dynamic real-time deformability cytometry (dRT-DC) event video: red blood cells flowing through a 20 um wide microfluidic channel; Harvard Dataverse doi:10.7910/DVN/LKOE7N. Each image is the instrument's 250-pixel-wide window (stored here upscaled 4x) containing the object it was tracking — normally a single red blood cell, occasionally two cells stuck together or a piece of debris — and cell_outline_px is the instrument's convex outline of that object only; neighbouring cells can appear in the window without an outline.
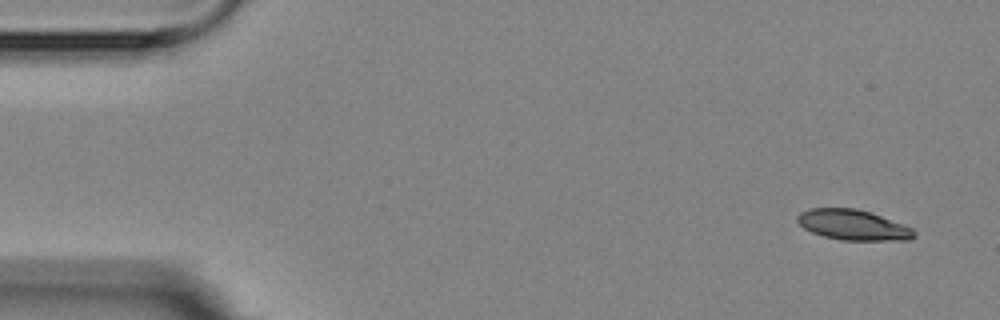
{"species": "Egyptian fruit bat (a non-hibernating species)", "species_latin": "Rousettus aegyptiacus", "temperature_condition": "room temperature", "stored_images_in_passage": 9, "camera_frame_rate_fps": 3000, "um_per_image_px": 0.085, "animal": {"sex": "female"}, "frame": {"image": 1, "passage_image": 1, "time_ms": 0.0, "image_size_px": [1000, 320], "cell_outline_px": [[916, 236], [908, 240], [840, 240], [824, 236], [812, 232], [804, 228], [796, 220], [796, 216], [800, 212], [808, 208], [856, 208], [904, 224], [912, 228], [916, 232]], "centroid_in_image_um": [72.5, 19.12], "position_along_channel_um": 12.5, "area_um2": 20.63}}
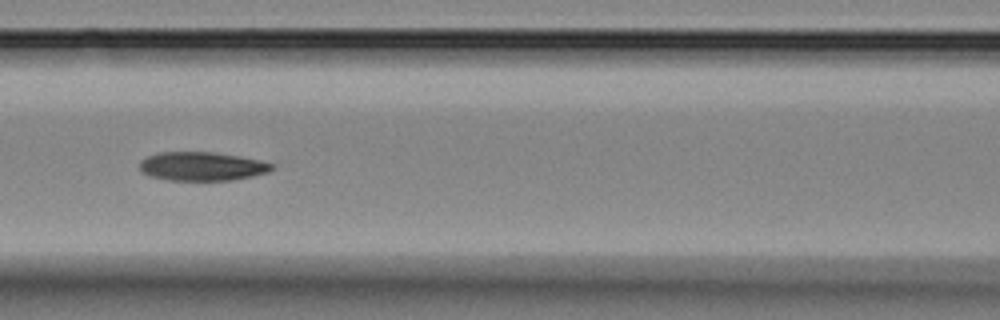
{"frame": {"image": 2, "passage_image": 7, "time_ms": 7.0, "image_size_px": [1000, 320], "cell_outline_px": [[276, 168], [268, 172], [252, 176], [232, 180], [168, 180], [148, 176], [140, 172], [140, 160], [148, 156], [160, 152], [212, 152], [240, 156], [260, 160], [276, 164]], "centroid_in_image_um": [17.18, 14.14], "position_along_channel_um": 149.4, "area_um2": 22.37}}
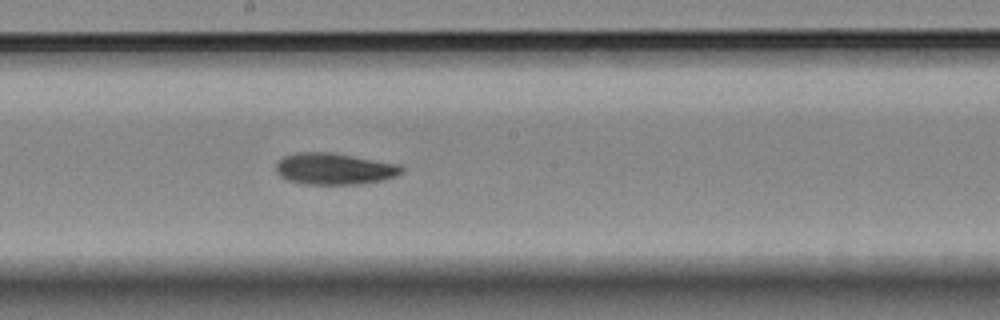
{"frame": {"image": 3, "passage_image": 9, "time_ms": 9.0, "image_size_px": [1000, 320], "cell_outline_px": [[404, 172], [396, 176], [384, 180], [360, 184], [308, 184], [288, 180], [280, 176], [276, 172], [276, 164], [284, 156], [296, 152], [328, 152], [400, 164], [404, 168]], "centroid_in_image_um": [28.44, 14.35], "position_along_channel_um": 219.8, "area_um2": 23.06}}